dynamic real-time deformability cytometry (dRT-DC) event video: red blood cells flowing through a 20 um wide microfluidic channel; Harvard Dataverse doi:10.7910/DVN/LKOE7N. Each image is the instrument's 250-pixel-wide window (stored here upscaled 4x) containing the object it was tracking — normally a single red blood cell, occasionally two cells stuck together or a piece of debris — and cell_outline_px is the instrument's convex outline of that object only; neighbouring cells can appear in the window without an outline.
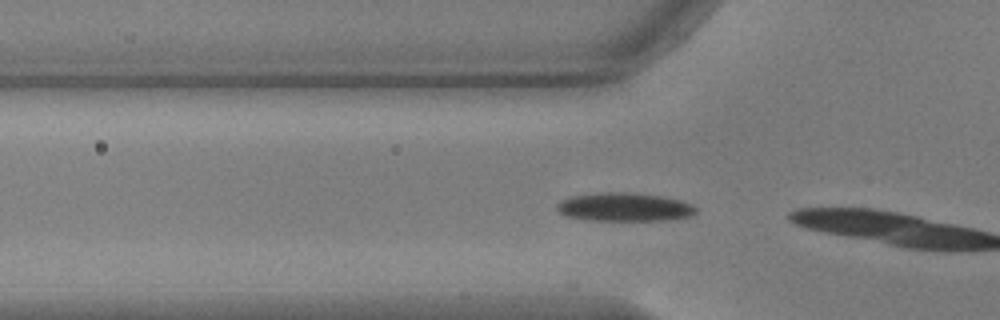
{"species": "common noctule bat (a hibernating species)", "species_latin": "Nyctalus noctula", "temperature_condition": "warm", "stored_images_in_passage": 13, "camera_frame_rate_fps": 3000, "um_per_image_px": 0.085, "animal": {"sex": "male", "body_mass_g": 17.9, "forearm_length_mm": 54.2}, "frame": {"image": 1, "passage_image": 12, "time_ms": 3.667, "image_size_px": [1000, 320], "cell_outline_px": [[696, 212], [692, 216], [664, 220], [592, 220], [564, 216], [556, 208], [556, 204], [560, 200], [572, 196], [600, 192], [628, 192], [660, 196], [680, 200], [692, 204], [696, 208]], "centroid_in_image_um": [53.05, 17.59], "position_along_channel_um": 72.7, "area_um2": 23.06}}